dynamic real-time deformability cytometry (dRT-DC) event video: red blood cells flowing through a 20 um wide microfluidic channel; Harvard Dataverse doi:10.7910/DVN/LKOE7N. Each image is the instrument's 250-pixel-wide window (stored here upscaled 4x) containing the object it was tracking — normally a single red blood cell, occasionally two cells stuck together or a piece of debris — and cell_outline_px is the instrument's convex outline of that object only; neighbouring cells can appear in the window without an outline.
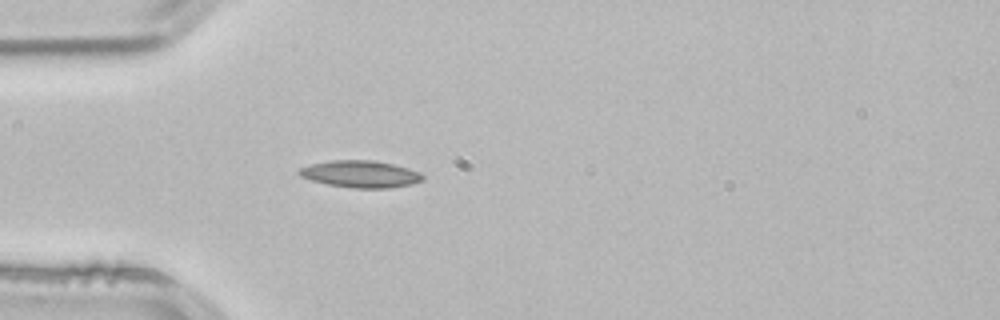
{"species": "common noctule bat (a hibernating species)", "species_latin": "Nyctalus noctula", "temperature_condition": "room temperature", "stored_images_in_passage": 3, "camera_frame_rate_fps": 3000, "um_per_image_px": 0.085, "animal": {"sex": "male", "body_mass_g": 21.5, "forearm_length_mm": 52.0}, "frame": {"image": 1, "passage_image": 3, "time_ms": 0.667, "image_size_px": [1000, 320], "cell_outline_px": [[424, 180], [412, 184], [388, 188], [352, 188], [328, 184], [312, 180], [300, 176], [296, 172], [300, 168], [312, 164], [332, 160], [372, 160], [392, 164], [408, 168], [420, 172], [424, 176]], "centroid_in_image_um": [30.66, 14.79], "position_along_channel_um": 54.3, "area_um2": 19.36}}